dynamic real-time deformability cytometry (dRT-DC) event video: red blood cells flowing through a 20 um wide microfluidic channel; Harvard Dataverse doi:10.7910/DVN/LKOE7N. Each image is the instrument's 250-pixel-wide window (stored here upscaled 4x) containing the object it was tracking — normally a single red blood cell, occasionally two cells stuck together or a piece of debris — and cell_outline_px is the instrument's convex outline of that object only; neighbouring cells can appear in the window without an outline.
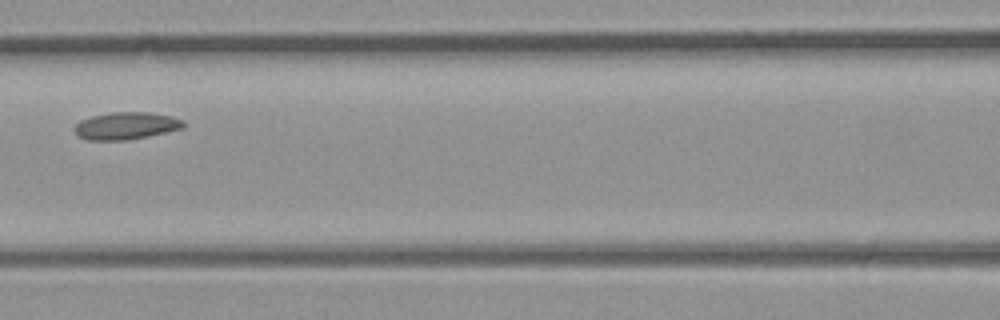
{"species": "common noctule bat (a hibernating species)", "species_latin": "Nyctalus noctula", "temperature_condition": "room temperature", "stored_images_in_passage": 5, "camera_frame_rate_fps": 3000, "um_per_image_px": 0.085, "animal": {"sex": "male", "body_mass_g": 23.1, "forearm_length_mm": 52.7}, "frame": {"image": 1, "passage_image": 5, "time_ms": 1.333, "image_size_px": [1000, 320], "cell_outline_px": [[184, 128], [148, 136], [124, 140], [88, 140], [80, 136], [76, 132], [76, 124], [80, 120], [92, 116], [112, 112], [148, 112], [172, 116], [184, 120]], "centroid_in_image_um": [10.75, 10.68], "position_along_channel_um": 155.8, "area_um2": 17.17}}